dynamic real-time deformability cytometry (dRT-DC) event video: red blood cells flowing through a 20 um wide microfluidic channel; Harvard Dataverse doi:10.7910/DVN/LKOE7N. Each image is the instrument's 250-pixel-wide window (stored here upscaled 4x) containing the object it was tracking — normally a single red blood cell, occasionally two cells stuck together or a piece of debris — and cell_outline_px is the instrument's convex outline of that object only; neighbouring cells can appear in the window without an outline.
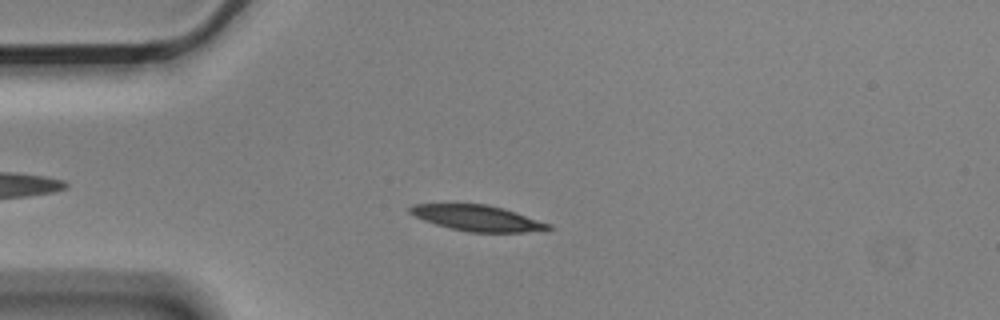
{"species": "Egyptian fruit bat (a non-hibernating species)", "species_latin": "Rousettus aegyptiacus", "temperature_condition": "cold", "stored_images_in_passage": 4, "camera_frame_rate_fps": 3000, "um_per_image_px": 0.085, "animal": {"sex": "male"}, "frame": {"image": 1, "passage_image": 4, "time_ms": 1.0, "image_size_px": [1000, 320], "cell_outline_px": [[552, 228], [548, 232], [468, 232], [436, 224], [424, 220], [408, 212], [408, 208], [412, 204], [488, 204], [504, 208], [552, 224]], "centroid_in_image_um": [40.67, 18.54], "position_along_channel_um": 44.3, "area_um2": 20.98}}